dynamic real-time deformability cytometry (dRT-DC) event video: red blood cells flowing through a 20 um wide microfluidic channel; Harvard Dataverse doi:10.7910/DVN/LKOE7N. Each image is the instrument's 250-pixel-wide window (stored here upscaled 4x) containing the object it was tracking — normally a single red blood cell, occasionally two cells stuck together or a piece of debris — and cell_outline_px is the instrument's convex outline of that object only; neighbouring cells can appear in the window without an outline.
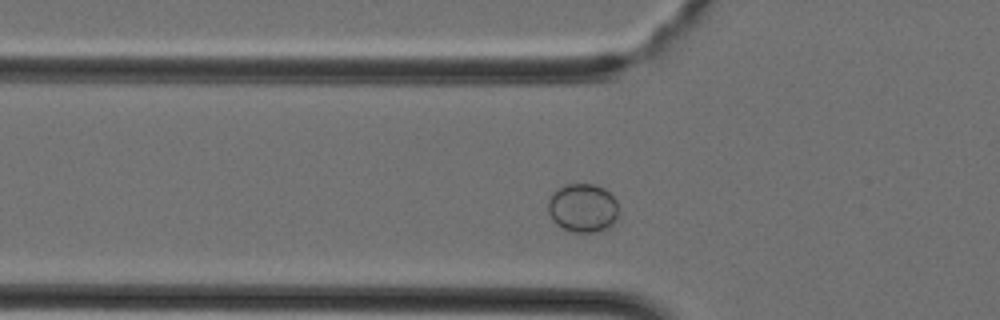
{"species": "Egyptian fruit bat (a non-hibernating species)", "species_latin": "Rousettus aegyptiacus", "temperature_condition": "cold", "stored_images_in_passage": 34, "segment_of_instrument_passage": [1, 2], "camera_frame_rate_fps": 3000, "um_per_image_px": 0.085, "animal": {"sex": "female"}, "frame": {"image": 1, "passage_image": 7, "time_ms": 2.0, "image_size_px": [1000, 320], "cell_outline_px": [[616, 216], [612, 224], [608, 228], [596, 232], [576, 232], [564, 228], [556, 224], [552, 220], [548, 212], [548, 200], [552, 192], [556, 188], [564, 184], [596, 184], [604, 188], [616, 200]], "centroid_in_image_um": [49.49, 17.65], "position_along_channel_um": 76.3, "area_um2": 20.0}}
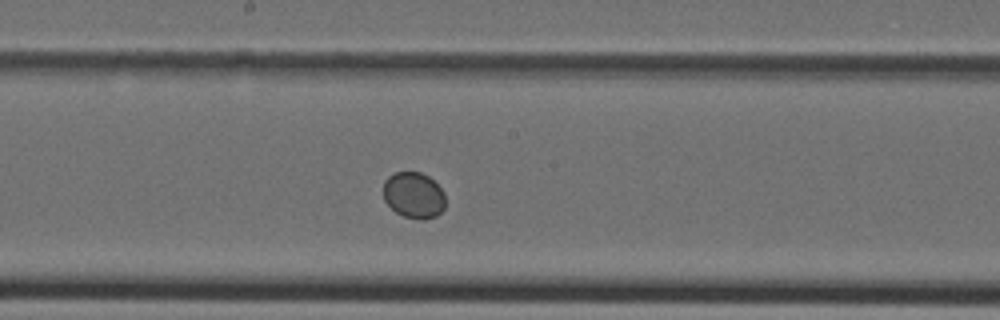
{"frame": {"image": 2, "passage_image": 15, "time_ms": 4.667, "image_size_px": [1000, 320], "cell_outline_px": [[444, 208], [436, 216], [424, 220], [404, 216], [396, 212], [384, 200], [384, 180], [388, 176], [396, 172], [420, 172], [428, 176], [444, 192]], "centroid_in_image_um": [35.16, 16.59], "position_along_channel_um": 213.0, "area_um2": 16.53}}
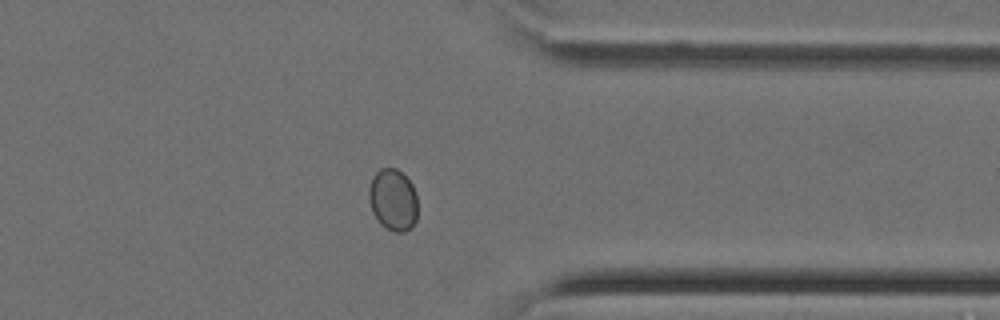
{"frame": {"image": 3, "passage_image": 25, "time_ms": 8.0, "image_size_px": [1000, 320], "cell_outline_px": [[416, 220], [412, 228], [404, 232], [392, 232], [380, 224], [372, 212], [368, 200], [368, 188], [372, 176], [380, 168], [396, 168], [412, 184], [416, 192]], "centroid_in_image_um": [33.38, 17.0], "position_along_channel_um": 378.0, "area_um2": 17.8}}